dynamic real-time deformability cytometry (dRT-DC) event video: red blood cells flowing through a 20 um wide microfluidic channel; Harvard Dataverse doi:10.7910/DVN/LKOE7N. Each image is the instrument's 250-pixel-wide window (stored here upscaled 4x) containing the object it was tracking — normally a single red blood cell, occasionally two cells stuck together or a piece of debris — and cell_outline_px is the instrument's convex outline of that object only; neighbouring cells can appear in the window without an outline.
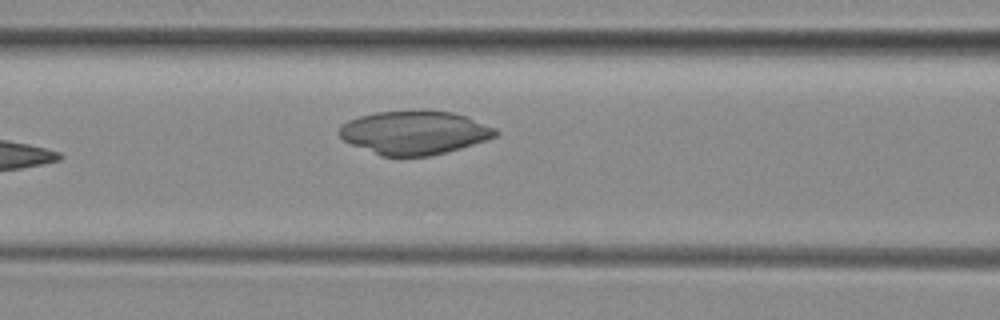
{"species": "common noctule bat (a hibernating species)", "species_latin": "Nyctalus noctula", "temperature_condition": "room temperature", "stored_images_in_passage": 7, "segment_of_instrument_passage": [1, 2], "camera_frame_rate_fps": 3000, "um_per_image_px": 0.085, "animal": {"sex": "female", "body_mass_g": 29.2, "forearm_length_mm": 56.3}, "frame": {"image": 1, "passage_image": 6, "time_ms": 6.0, "image_size_px": [1000, 320], "cell_outline_px": [[500, 132], [496, 136], [460, 148], [428, 156], [380, 156], [352, 144], [344, 140], [336, 132], [348, 120], [360, 116], [376, 112], [452, 112], [464, 116], [496, 128]], "centroid_in_image_um": [35.2, 11.29], "position_along_channel_um": 131.4, "area_um2": 38.78}}